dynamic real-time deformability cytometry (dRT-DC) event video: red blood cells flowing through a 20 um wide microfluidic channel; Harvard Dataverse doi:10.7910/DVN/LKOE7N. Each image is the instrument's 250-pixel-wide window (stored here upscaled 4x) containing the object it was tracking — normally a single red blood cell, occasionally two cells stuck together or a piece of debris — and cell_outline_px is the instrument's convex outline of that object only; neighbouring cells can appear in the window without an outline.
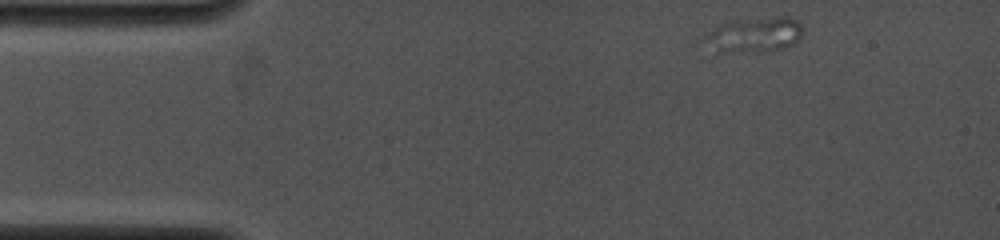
{"species": "common noctule bat (a hibernating species)", "species_latin": "Nyctalus noctula", "temperature_condition": "cold", "stored_images_in_passage": 37, "camera_frame_rate_fps": 4000, "um_per_image_px": 0.085, "animal": {"sex": "female", "body_mass_g": 19.0, "forearm_length_mm": 53.3}, "frame": {"image": 1, "passage_image": 1, "time_ms": 0.0, "image_size_px": [1000, 240], "cell_outline_px": [[804, 28], [800, 36], [792, 44], [768, 52], [716, 52], [696, 40], [720, 24], [728, 20], [780, 16], [788, 16], [800, 20]], "centroid_in_image_um": [64.03, 2.95], "position_along_channel_um": 21.0, "area_um2": 20.98}}
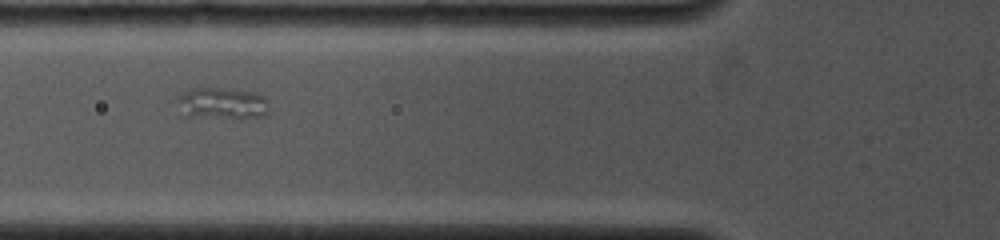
{"frame": {"image": 2, "passage_image": 16, "time_ms": 4.0, "image_size_px": [1000, 240], "cell_outline_px": [[268, 116], [240, 120], [180, 116], [176, 96], [192, 88], [220, 88], [256, 92], [264, 96], [268, 108]], "centroid_in_image_um": [18.86, 8.84], "position_along_channel_um": 106.9, "area_um2": 17.86}}
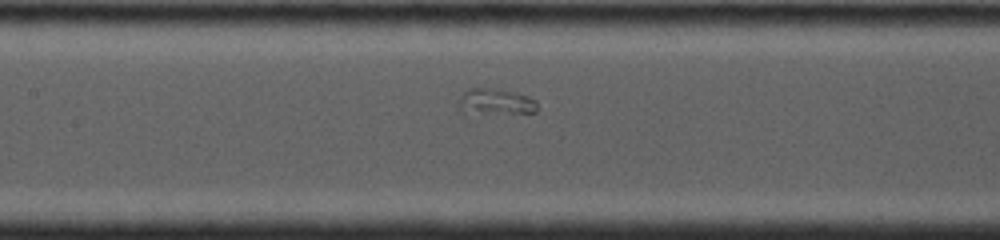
{"frame": {"image": 3, "passage_image": 22, "time_ms": 5.5, "image_size_px": [1000, 240], "cell_outline_px": [[536, 112], [464, 116], [460, 112], [460, 96], [468, 88], [496, 88], [528, 96], [536, 100]], "centroid_in_image_um": [42.05, 8.7], "position_along_channel_um": 165.4, "area_um2": 12.54}}